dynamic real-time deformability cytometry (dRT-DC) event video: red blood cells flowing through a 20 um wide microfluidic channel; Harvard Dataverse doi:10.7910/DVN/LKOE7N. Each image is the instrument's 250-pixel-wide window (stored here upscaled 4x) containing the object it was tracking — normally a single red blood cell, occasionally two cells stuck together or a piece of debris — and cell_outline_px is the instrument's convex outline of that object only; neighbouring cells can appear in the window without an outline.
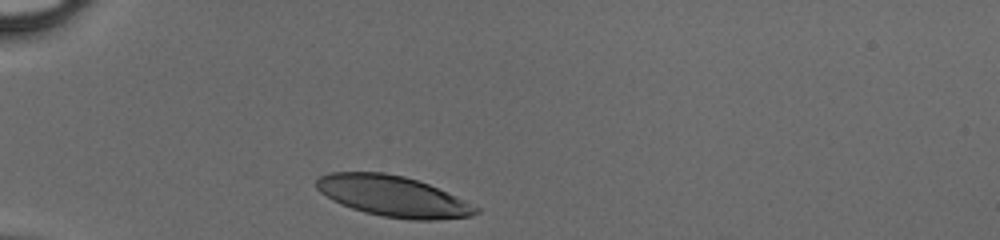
{"species": "human", "species_latin": "Homo sapiens", "temperature_condition": "cold", "stored_images_in_passage": 27, "camera_frame_rate_fps": 3000, "um_per_image_px": 0.085, "donor": {"sex": "male"}, "frame": {"image": 1, "passage_image": 1, "time_ms": 0.0, "image_size_px": [1000, 240], "cell_outline_px": [[480, 212], [472, 216], [436, 220], [412, 220], [384, 216], [364, 212], [352, 208], [332, 200], [320, 192], [316, 188], [316, 180], [320, 176], [328, 172], [384, 172], [404, 176], [428, 184], [464, 200], [480, 208]], "centroid_in_image_um": [33.4, 16.68], "position_along_channel_um": 51.6, "area_um2": 37.74}}
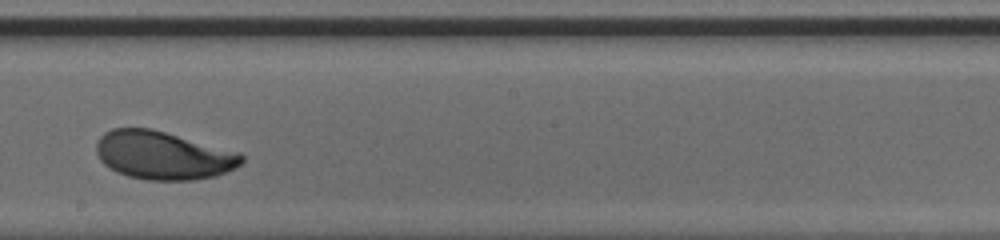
{"frame": {"image": 2, "passage_image": 16, "time_ms": 5.0, "image_size_px": [1000, 240], "cell_outline_px": [[244, 160], [236, 168], [216, 176], [192, 180], [148, 180], [128, 176], [116, 172], [104, 164], [100, 160], [96, 152], [96, 144], [100, 136], [104, 132], [112, 128], [152, 128], [240, 152], [244, 156]], "centroid_in_image_um": [13.87, 13.2], "position_along_channel_um": 234.3, "area_um2": 41.1}}
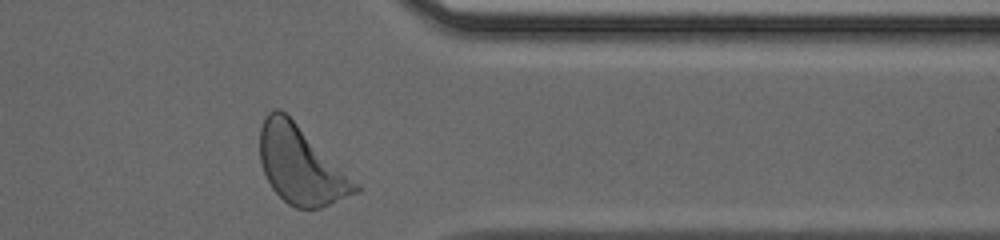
{"frame": {"image": 3, "passage_image": 27, "time_ms": 8.667, "image_size_px": [1000, 240], "cell_outline_px": [[360, 192], [320, 208], [296, 208], [288, 204], [272, 188], [264, 172], [260, 160], [260, 128], [264, 116], [268, 112], [276, 108], [280, 108], [360, 184]], "centroid_in_image_um": [25.57, 14.05], "position_along_channel_um": 385.8, "area_um2": 42.95}}